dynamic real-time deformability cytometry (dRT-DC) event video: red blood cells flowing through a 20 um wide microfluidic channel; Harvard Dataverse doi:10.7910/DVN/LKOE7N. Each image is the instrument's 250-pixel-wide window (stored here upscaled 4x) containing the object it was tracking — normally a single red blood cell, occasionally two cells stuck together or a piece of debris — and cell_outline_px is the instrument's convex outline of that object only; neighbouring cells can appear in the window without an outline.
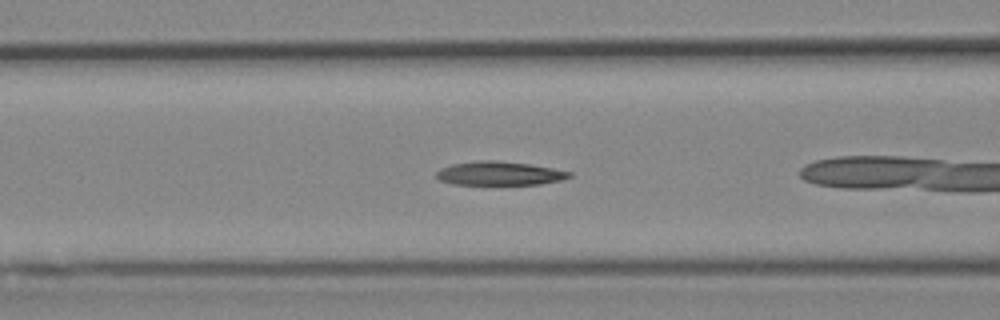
{"species": "Egyptian fruit bat (a non-hibernating species)", "species_latin": "Rousettus aegyptiacus", "temperature_condition": "cold", "stored_images_in_passage": 26, "camera_frame_rate_fps": 3000, "um_per_image_px": 0.085, "animal": {"sex": "female"}, "frame": {"image": 1, "passage_image": 5, "time_ms": 1.333, "image_size_px": [1000, 320], "cell_outline_px": [[572, 176], [560, 180], [540, 184], [452, 184], [436, 180], [436, 172], [440, 168], [452, 164], [476, 160], [496, 160], [528, 164], [552, 168], [572, 172]], "centroid_in_image_um": [42.39, 14.73], "position_along_channel_um": 124.2, "area_um2": 18.44}}
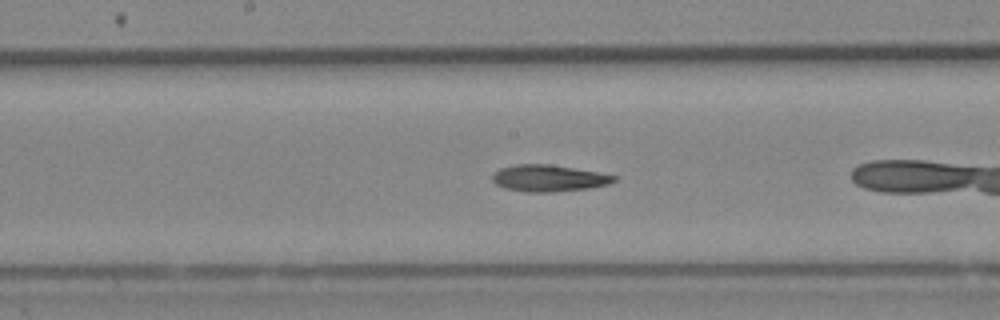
{"frame": {"image": 2, "passage_image": 11, "time_ms": 3.333, "image_size_px": [1000, 320], "cell_outline_px": [[616, 180], [608, 184], [592, 188], [552, 192], [528, 192], [504, 188], [496, 184], [492, 180], [492, 176], [500, 168], [512, 164], [548, 164], [596, 172], [616, 176]], "centroid_in_image_um": [46.61, 15.15], "position_along_channel_um": 201.6, "area_um2": 18.79}}
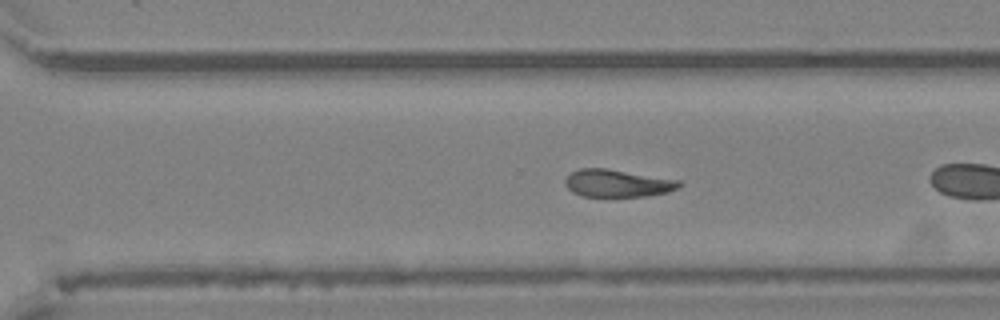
{"frame": {"image": 3, "passage_image": 20, "time_ms": 6.333, "image_size_px": [1000, 320], "cell_outline_px": [[684, 184], [668, 192], [644, 196], [580, 196], [572, 192], [564, 184], [564, 180], [572, 172], [580, 168], [604, 168], [680, 180]], "centroid_in_image_um": [52.47, 15.58], "position_along_channel_um": 318.1, "area_um2": 18.15}}